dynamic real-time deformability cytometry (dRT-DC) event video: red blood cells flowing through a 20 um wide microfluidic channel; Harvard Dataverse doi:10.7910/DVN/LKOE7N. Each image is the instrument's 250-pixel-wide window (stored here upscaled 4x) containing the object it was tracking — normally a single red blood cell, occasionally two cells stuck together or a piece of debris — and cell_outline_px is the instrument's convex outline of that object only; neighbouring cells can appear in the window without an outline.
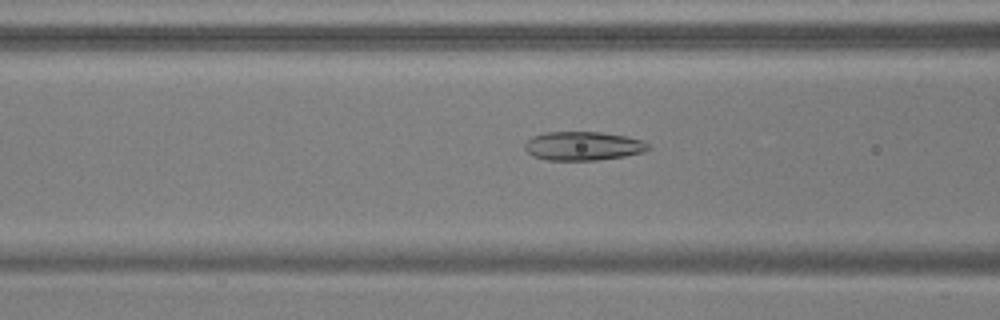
{"species": "common noctule bat (a hibernating species)", "species_latin": "Nyctalus noctula", "temperature_condition": "warm", "stored_images_in_passage": 38, "camera_frame_rate_fps": 3000, "um_per_image_px": 0.085, "animal": {"sex": "male", "body_mass_g": 17.9, "forearm_length_mm": 54.2}, "frame": {"image": 1, "passage_image": 6, "time_ms": 1.667, "image_size_px": [1000, 320], "cell_outline_px": [[652, 148], [644, 152], [624, 156], [596, 160], [548, 160], [532, 156], [524, 148], [524, 144], [532, 136], [544, 132], [600, 132], [624, 136], [644, 140]], "centroid_in_image_um": [49.56, 12.4], "position_along_channel_um": 117.0, "area_um2": 20.81}}
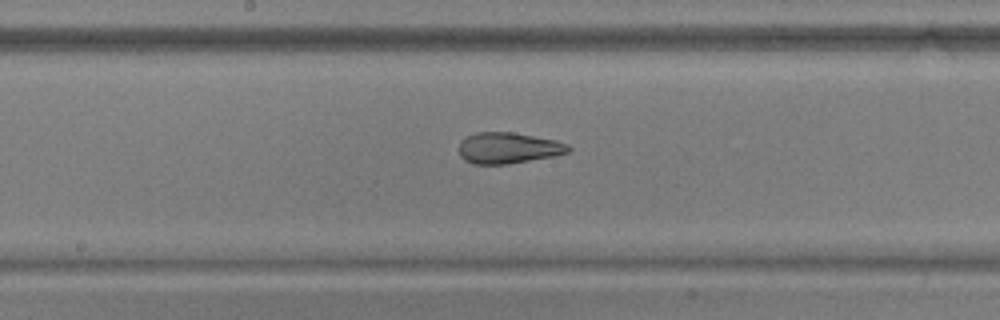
{"frame": {"image": 2, "passage_image": 13, "time_ms": 4.0, "image_size_px": [1000, 320], "cell_outline_px": [[572, 148], [568, 152], [552, 156], [508, 164], [472, 164], [464, 160], [460, 156], [460, 140], [476, 132], [512, 132], [556, 140], [568, 144]], "centroid_in_image_um": [43.19, 12.58], "position_along_channel_um": 205.0, "area_um2": 19.77}}
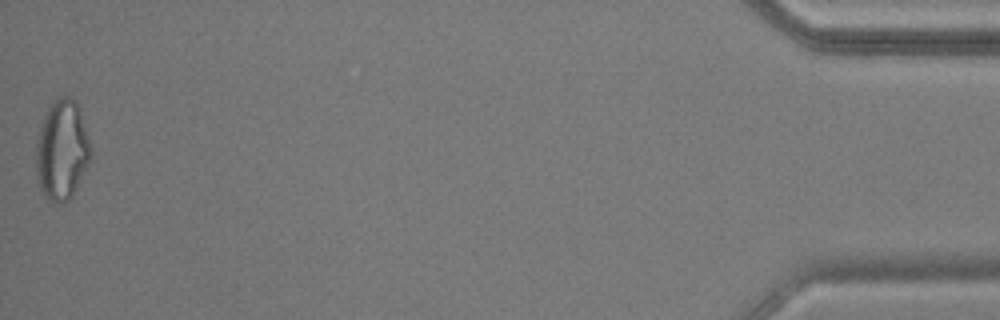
{"frame": {"image": 3, "passage_image": 38, "time_ms": 12.333, "image_size_px": [1000, 320], "cell_outline_px": [[92, 156], [72, 196], [68, 200], [60, 204], [56, 204], [48, 200], [40, 188], [36, 168], [36, 144], [40, 128], [44, 116], [48, 108], [60, 96], [68, 96], [76, 100], [80, 108], [92, 148]], "centroid_in_image_um": [5.29, 12.76], "position_along_channel_um": 429.9, "area_um2": 31.91}, "authors_computed_cell_mechanics": {"area_um2": 21.2993, "velocity_mm_per_s": 3.7602, "shape_relaxation_time_tau1_ms": null, "shape_relaxation_time_tau2_ms": 1.2478, "deformation_change_tau1": null, "deformation_change_tau2": 0.0823}}